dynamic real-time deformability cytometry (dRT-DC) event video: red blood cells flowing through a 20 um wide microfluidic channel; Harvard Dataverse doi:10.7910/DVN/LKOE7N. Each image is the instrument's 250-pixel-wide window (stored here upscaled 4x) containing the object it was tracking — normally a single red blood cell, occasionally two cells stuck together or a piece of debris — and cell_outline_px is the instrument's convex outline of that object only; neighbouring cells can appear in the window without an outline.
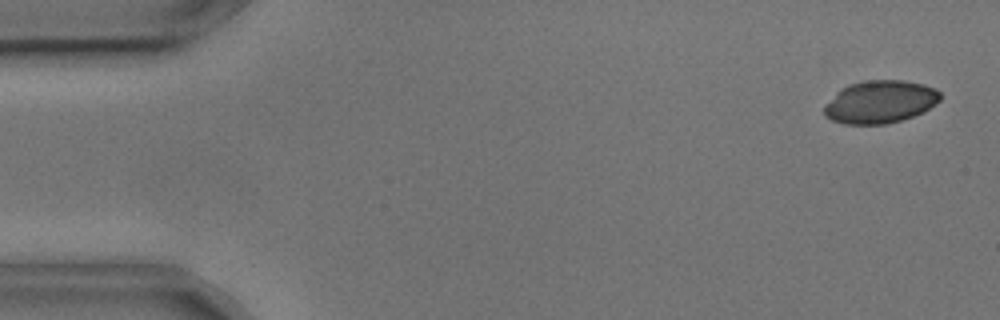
{"species": "common noctule bat (a hibernating species)", "species_latin": "Nyctalus noctula", "temperature_condition": "cold", "stored_images_in_passage": 54, "camera_frame_rate_fps": 3000, "um_per_image_px": 0.085, "animal": {"sex": "male", "body_mass_g": 17.9, "forearm_length_mm": 54.2}, "frame": {"image": 1, "passage_image": 2, "time_ms": 0.333, "image_size_px": [1000, 320], "cell_outline_px": [[940, 100], [936, 104], [924, 112], [900, 120], [884, 124], [844, 124], [832, 120], [824, 116], [824, 104], [840, 88], [848, 84], [864, 80], [904, 80], [924, 84], [936, 88], [940, 92]], "centroid_in_image_um": [74.79, 8.64], "position_along_channel_um": 10.2, "area_um2": 29.19}}
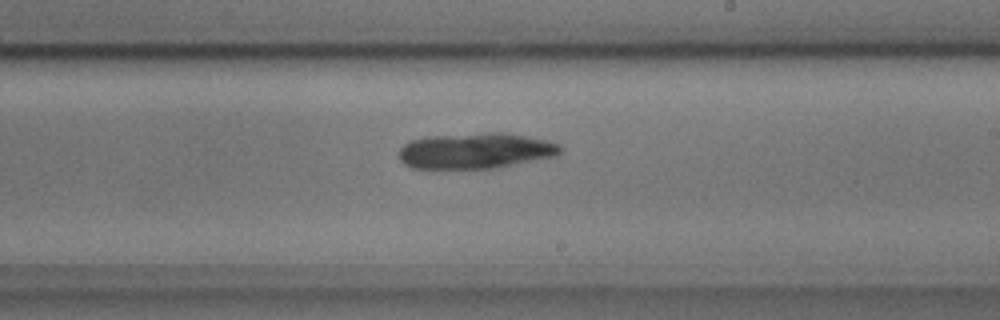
{"frame": {"image": 2, "passage_image": 31, "time_ms": 10.0, "image_size_px": [1000, 320], "cell_outline_px": [[564, 152], [556, 156], [492, 168], [412, 168], [404, 164], [400, 160], [400, 148], [404, 144], [412, 140], [428, 136], [488, 132], [504, 132], [528, 136], [548, 140], [560, 144], [564, 148]], "centroid_in_image_um": [40.48, 12.8], "position_along_channel_um": 248.5, "area_um2": 33.76}}
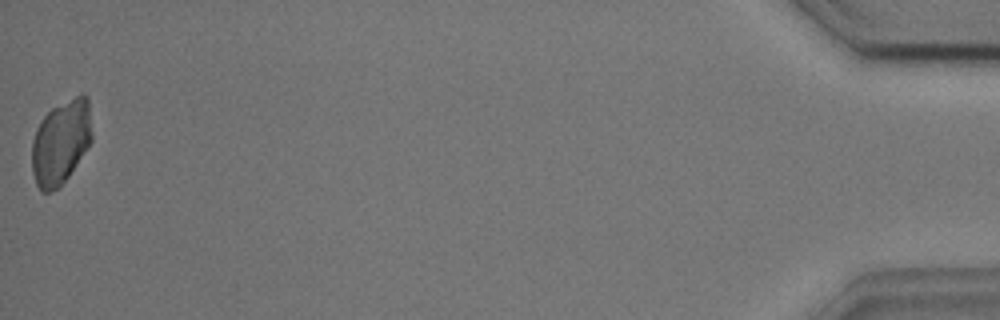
{"frame": {"image": 3, "passage_image": 54, "time_ms": 17.667, "image_size_px": [1000, 320], "cell_outline_px": [[92, 140], [88, 148], [60, 188], [48, 192], [40, 192], [36, 184], [32, 172], [32, 140], [36, 128], [44, 116], [52, 108], [80, 92], [84, 92], [88, 96], [92, 132]], "centroid_in_image_um": [5.18, 12.07], "position_along_channel_um": 430.0, "area_um2": 30.0}}